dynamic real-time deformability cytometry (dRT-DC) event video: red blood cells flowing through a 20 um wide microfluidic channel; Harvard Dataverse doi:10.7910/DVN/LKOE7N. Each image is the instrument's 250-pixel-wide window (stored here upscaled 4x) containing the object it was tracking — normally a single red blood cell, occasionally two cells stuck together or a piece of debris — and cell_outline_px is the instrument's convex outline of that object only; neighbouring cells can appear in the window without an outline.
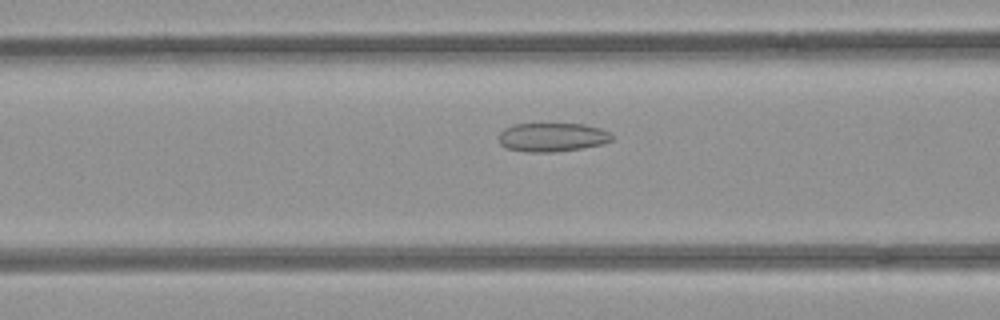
{"species": "common noctule bat (a hibernating species)", "species_latin": "Nyctalus noctula", "temperature_condition": "room temperature", "stored_images_in_passage": 35, "segment_of_instrument_passage": [1, 2], "camera_frame_rate_fps": 3000, "um_per_image_px": 0.085, "animal": {"sex": "female", "body_mass_g": 21.9}, "frame": {"image": 1, "passage_image": 14, "time_ms": 4.333, "image_size_px": [1000, 320], "cell_outline_px": [[612, 140], [604, 144], [580, 148], [552, 152], [528, 152], [508, 148], [500, 144], [500, 132], [504, 128], [512, 124], [584, 124], [600, 128], [608, 132], [612, 136]], "centroid_in_image_um": [46.94, 11.66], "position_along_channel_um": 119.7, "area_um2": 18.84}}
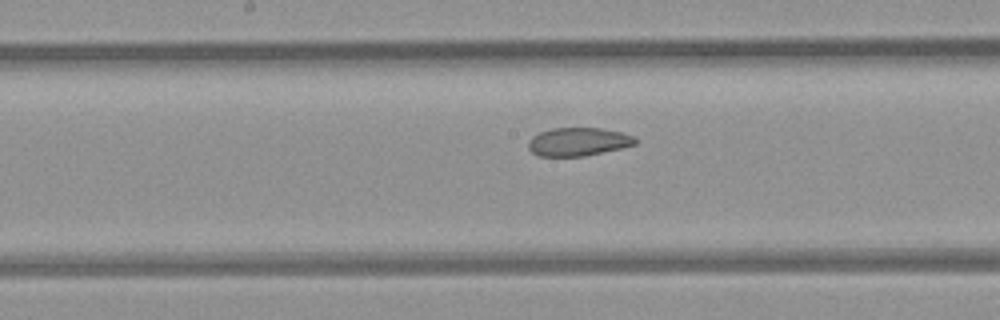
{"frame": {"image": 2, "passage_image": 20, "time_ms": 6.333, "image_size_px": [1000, 320], "cell_outline_px": [[636, 144], [620, 148], [584, 156], [540, 156], [532, 152], [528, 148], [528, 140], [532, 136], [540, 132], [552, 128], [600, 128], [620, 132], [632, 136], [636, 140]], "centroid_in_image_um": [49.1, 12.05], "position_along_channel_um": 199.1, "area_um2": 17.46}}
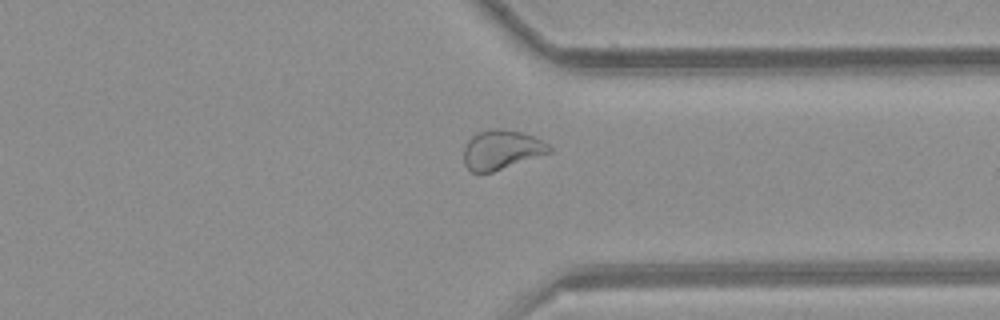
{"frame": {"image": 3, "passage_image": 33, "time_ms": 10.667, "image_size_px": [1000, 320], "cell_outline_px": [[552, 152], [492, 172], [472, 172], [464, 164], [464, 148], [468, 140], [476, 132], [496, 128], [504, 128], [520, 132], [532, 136], [548, 144], [552, 148]], "centroid_in_image_um": [42.62, 12.72], "position_along_channel_um": 368.8, "area_um2": 19.54}}